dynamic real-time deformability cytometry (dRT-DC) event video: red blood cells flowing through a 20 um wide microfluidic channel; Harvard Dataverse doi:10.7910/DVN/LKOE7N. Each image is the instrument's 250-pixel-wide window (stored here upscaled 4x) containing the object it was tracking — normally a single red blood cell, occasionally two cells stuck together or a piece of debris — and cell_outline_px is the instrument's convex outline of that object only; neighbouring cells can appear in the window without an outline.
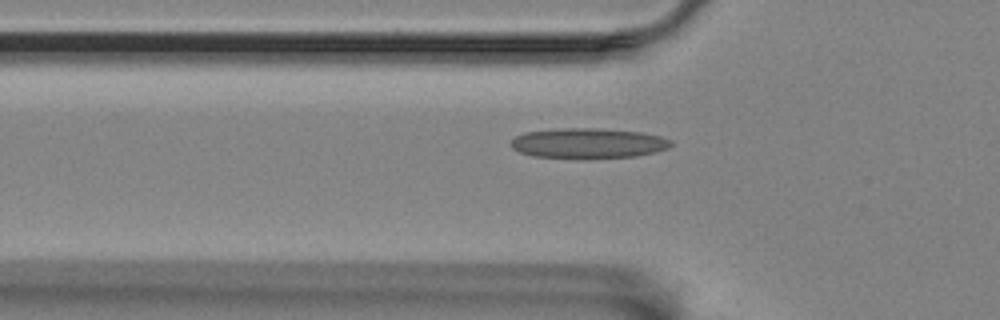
{"species": "Egyptian fruit bat (a non-hibernating species)", "species_latin": "Rousettus aegyptiacus", "temperature_condition": "room temperature", "stored_images_in_passage": 43, "camera_frame_rate_fps": 3000, "um_per_image_px": 0.085, "animal": {"sex": "female"}, "frame": {"image": 1, "passage_image": 9, "time_ms": 2.667, "image_size_px": [1000, 320], "cell_outline_px": [[672, 144], [668, 148], [656, 152], [636, 156], [580, 160], [532, 156], [520, 152], [512, 148], [508, 144], [516, 136], [524, 132], [560, 128], [596, 128], [640, 132], [660, 136], [672, 140]], "centroid_in_image_um": [49.96, 12.2], "position_along_channel_um": 75.8, "area_um2": 28.84}}
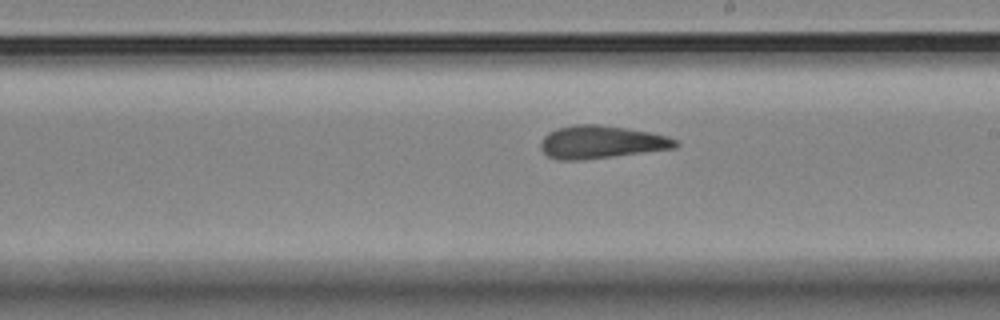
{"frame": {"image": 2, "passage_image": 23, "time_ms": 7.333, "image_size_px": [1000, 320], "cell_outline_px": [[680, 144], [676, 148], [584, 160], [556, 160], [548, 156], [540, 148], [540, 144], [544, 136], [548, 132], [560, 128], [576, 124], [600, 124], [628, 128], [668, 136], [676, 140]], "centroid_in_image_um": [51.11, 12.08], "position_along_channel_um": 237.9, "area_um2": 25.89}}
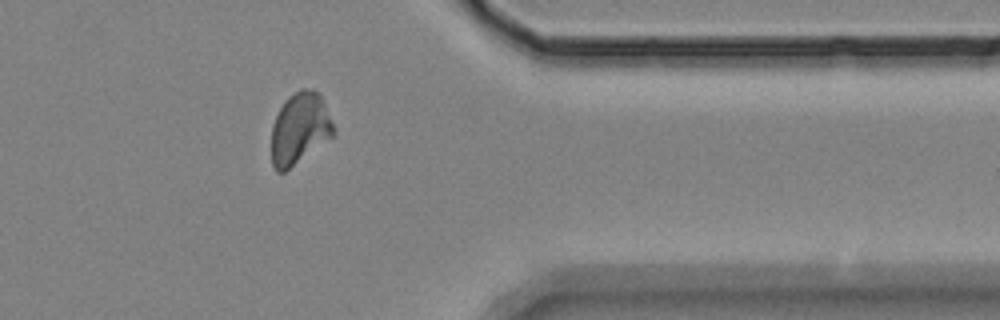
{"frame": {"image": 3, "passage_image": 37, "time_ms": 12.0, "image_size_px": [1000, 320], "cell_outline_px": [[336, 132], [332, 136], [284, 172], [276, 172], [272, 164], [272, 124], [284, 100], [288, 96], [300, 88], [312, 88], [320, 96], [336, 128]], "centroid_in_image_um": [25.46, 10.9], "position_along_channel_um": 385.9, "area_um2": 25.66}}